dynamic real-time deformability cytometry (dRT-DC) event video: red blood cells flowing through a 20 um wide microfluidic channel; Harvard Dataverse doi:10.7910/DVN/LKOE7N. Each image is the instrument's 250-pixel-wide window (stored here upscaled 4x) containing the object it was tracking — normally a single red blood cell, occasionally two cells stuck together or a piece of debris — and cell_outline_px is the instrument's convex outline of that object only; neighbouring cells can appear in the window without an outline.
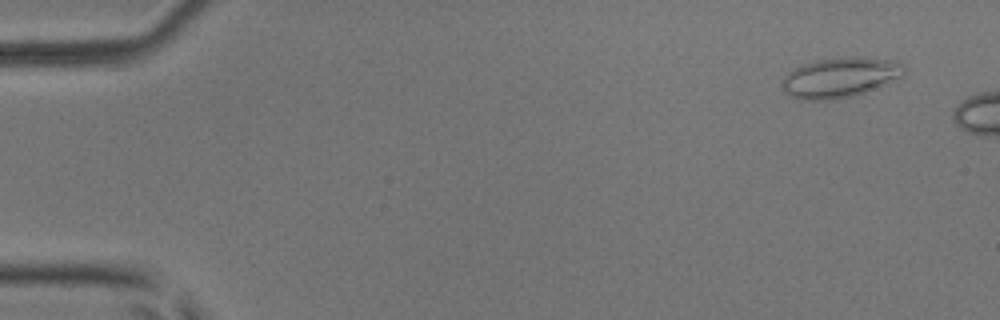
{"species": "common noctule bat (a hibernating species)", "species_latin": "Nyctalus noctula", "temperature_condition": "room temperature", "stored_images_in_passage": 10, "camera_frame_rate_fps": 3000, "um_per_image_px": 0.085, "animal": {"sex": "male", "body_mass_g": 17.9, "forearm_length_mm": 54.2}, "frame": {"image": 1, "passage_image": 4, "time_ms": 1.0, "image_size_px": [1000, 320], "cell_outline_px": [[908, 68], [904, 76], [864, 92], [852, 96], [832, 100], [800, 100], [784, 92], [780, 88], [780, 84], [784, 76], [788, 72], [800, 64], [816, 60], [836, 56], [856, 56], [896, 60]], "centroid_in_image_um": [71.39, 6.56], "position_along_channel_um": 13.6, "area_um2": 29.19}}